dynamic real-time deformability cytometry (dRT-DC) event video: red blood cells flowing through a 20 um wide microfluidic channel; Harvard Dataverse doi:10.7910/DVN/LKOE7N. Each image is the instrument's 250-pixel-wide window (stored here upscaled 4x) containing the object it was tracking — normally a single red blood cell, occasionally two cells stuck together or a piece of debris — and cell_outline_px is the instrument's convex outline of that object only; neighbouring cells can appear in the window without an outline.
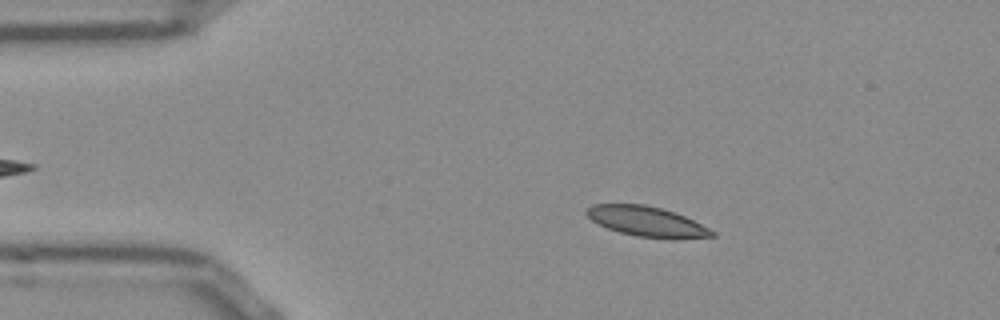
{"species": "Egyptian fruit bat (a non-hibernating species)", "species_latin": "Rousettus aegyptiacus", "temperature_condition": "room temperature", "stored_images_in_passage": 45, "camera_frame_rate_fps": 3000, "um_per_image_px": 0.085, "frame": {"image": 1, "passage_image": 9, "time_ms": 2.667, "image_size_px": [1000, 320], "cell_outline_px": [[716, 236], [636, 236], [620, 232], [608, 228], [592, 220], [584, 212], [592, 204], [644, 204], [660, 208], [684, 216], [716, 232]], "centroid_in_image_um": [54.87, 18.77], "position_along_channel_um": 30.1, "area_um2": 20.75}}
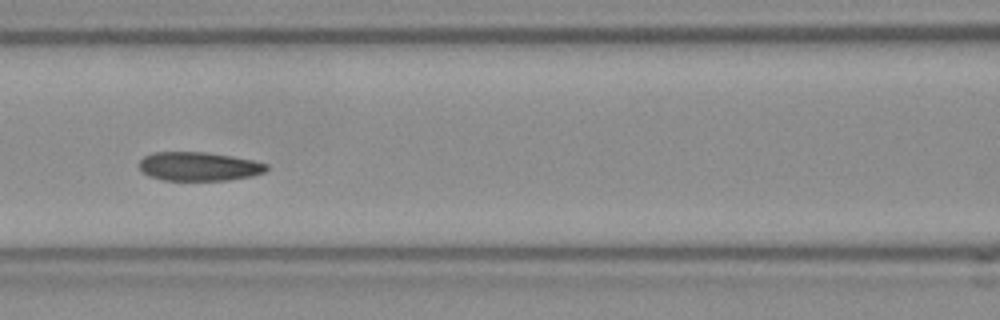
{"frame": {"image": 2, "passage_image": 22, "time_ms": 7.0, "image_size_px": [1000, 320], "cell_outline_px": [[268, 168], [264, 172], [252, 176], [228, 180], [164, 180], [148, 176], [140, 168], [140, 160], [144, 156], [152, 152], [204, 152], [232, 156], [252, 160], [268, 164]], "centroid_in_image_um": [16.9, 14.14], "position_along_channel_um": 149.7, "area_um2": 21.33}}
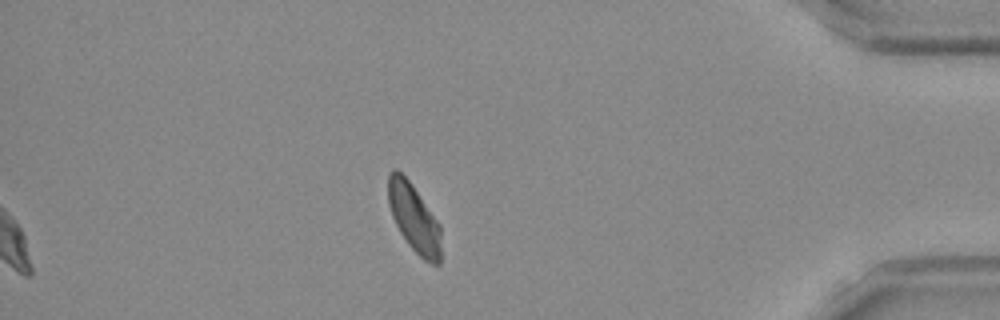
{"frame": {"image": 3, "passage_image": 45, "time_ms": 14.667, "image_size_px": [1000, 320], "cell_outline_px": [[440, 264], [432, 264], [424, 260], [408, 244], [400, 232], [392, 216], [388, 204], [388, 172], [392, 168], [396, 168], [412, 184], [440, 224]], "centroid_in_image_um": [35.17, 18.51], "position_along_channel_um": 400.0, "area_um2": 20.92}, "authors_computed_cell_mechanics": {"area_um2": 21.8484, "velocity_mm_per_s": 3.8403, "shape_relaxation_time_tau1_ms": 5.5333, "shape_relaxation_time_tau2_ms": 3.0932, "deformation_change_tau1": 0.1125, "deformation_change_tau2": 0.0721}}